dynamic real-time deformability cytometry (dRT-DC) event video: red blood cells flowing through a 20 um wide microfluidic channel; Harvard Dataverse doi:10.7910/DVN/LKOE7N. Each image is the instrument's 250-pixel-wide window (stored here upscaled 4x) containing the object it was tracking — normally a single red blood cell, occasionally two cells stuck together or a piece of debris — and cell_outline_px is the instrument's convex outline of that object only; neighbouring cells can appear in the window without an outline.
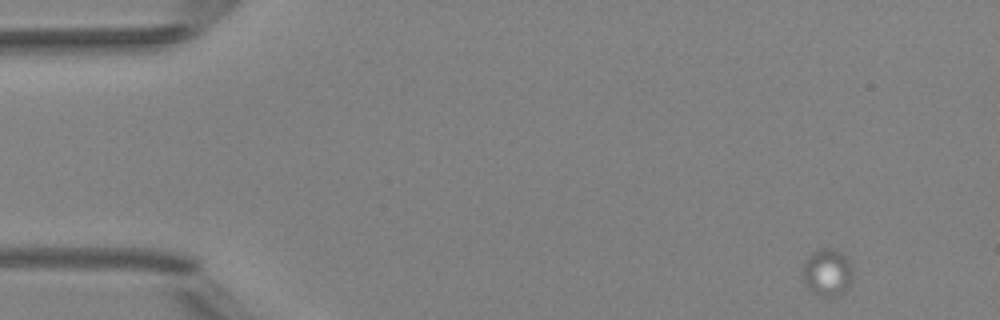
{"species": "Egyptian fruit bat (a non-hibernating species)", "species_latin": "Rousettus aegyptiacus", "temperature_condition": "room temperature", "stored_images_in_passage": 5, "camera_frame_rate_fps": 3000, "um_per_image_px": 0.085, "animal": {"sex": "female"}, "frame": {"image": 1, "passage_image": 1, "time_ms": 0.0, "image_size_px": [1000, 320], "cell_outline_px": [[852, 280], [848, 288], [840, 296], [832, 300], [820, 296], [808, 288], [804, 280], [804, 264], [808, 256], [812, 252], [820, 248], [828, 248], [840, 252], [852, 264]], "centroid_in_image_um": [70.36, 23.21], "position_along_channel_um": 14.6, "area_um2": 13.99}}